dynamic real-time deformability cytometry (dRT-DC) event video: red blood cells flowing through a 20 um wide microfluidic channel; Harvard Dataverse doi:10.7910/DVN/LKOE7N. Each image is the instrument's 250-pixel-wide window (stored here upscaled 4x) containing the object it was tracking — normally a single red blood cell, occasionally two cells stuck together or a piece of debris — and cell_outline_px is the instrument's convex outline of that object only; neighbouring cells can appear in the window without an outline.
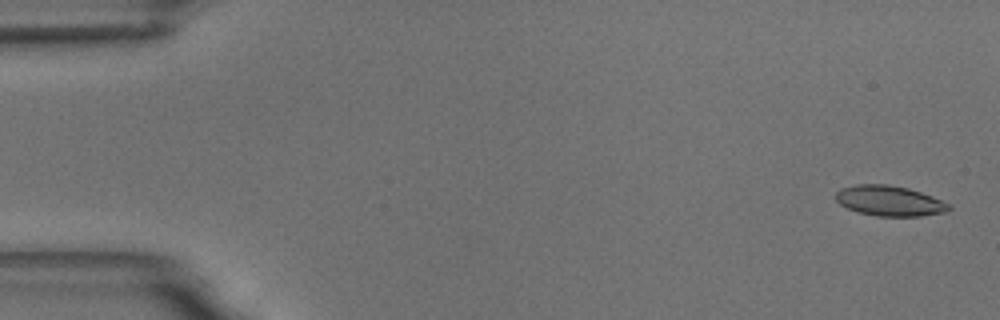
{"species": "common noctule bat (a hibernating species)", "species_latin": "Nyctalus noctula", "temperature_condition": "room temperature", "stored_images_in_passage": 58, "camera_frame_rate_fps": 3000, "um_per_image_px": 0.085, "animal": {"sex": "male", "body_mass_g": 18.8}, "frame": {"image": 1, "passage_image": 2, "time_ms": 0.333, "image_size_px": [1000, 320], "cell_outline_px": [[952, 208], [944, 212], [920, 216], [876, 216], [856, 212], [840, 204], [836, 200], [836, 192], [840, 188], [856, 184], [888, 184], [908, 188], [932, 196], [952, 204]], "centroid_in_image_um": [75.61, 17.07], "position_along_channel_um": 9.4, "area_um2": 20.11}}
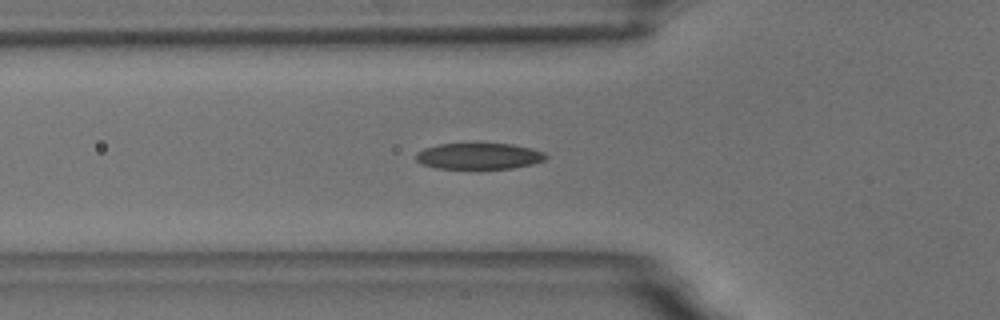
{"frame": {"image": 2, "passage_image": 20, "time_ms": 6.333, "image_size_px": [1000, 320], "cell_outline_px": [[548, 156], [544, 160], [532, 164], [512, 168], [480, 172], [476, 172], [436, 168], [424, 164], [416, 160], [416, 152], [424, 148], [440, 144], [512, 144], [532, 148], [544, 152]], "centroid_in_image_um": [40.71, 13.33], "position_along_channel_um": 85.1, "area_um2": 20.75}}
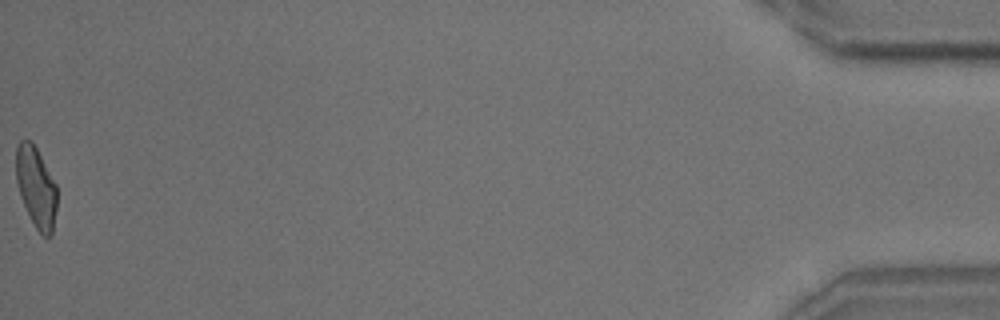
{"frame": {"image": 3, "passage_image": 58, "time_ms": 19.0, "image_size_px": [1000, 320], "cell_outline_px": [[56, 208], [52, 236], [44, 236], [36, 228], [20, 196], [16, 180], [16, 144], [20, 140], [32, 140], [56, 184]], "centroid_in_image_um": [3.06, 15.87], "position_along_channel_um": 432.1, "area_um2": 19.07}, "authors_computed_cell_mechanics": {"area_um2": 20.1144, "velocity_mm_per_s": 3.5209, "shape_relaxation_time_tau1_ms": 5.19, "shape_relaxation_time_tau2_ms": 1.6878, "deformation_change_tau1": 0.1562, "deformation_change_tau2": 0.0739}}